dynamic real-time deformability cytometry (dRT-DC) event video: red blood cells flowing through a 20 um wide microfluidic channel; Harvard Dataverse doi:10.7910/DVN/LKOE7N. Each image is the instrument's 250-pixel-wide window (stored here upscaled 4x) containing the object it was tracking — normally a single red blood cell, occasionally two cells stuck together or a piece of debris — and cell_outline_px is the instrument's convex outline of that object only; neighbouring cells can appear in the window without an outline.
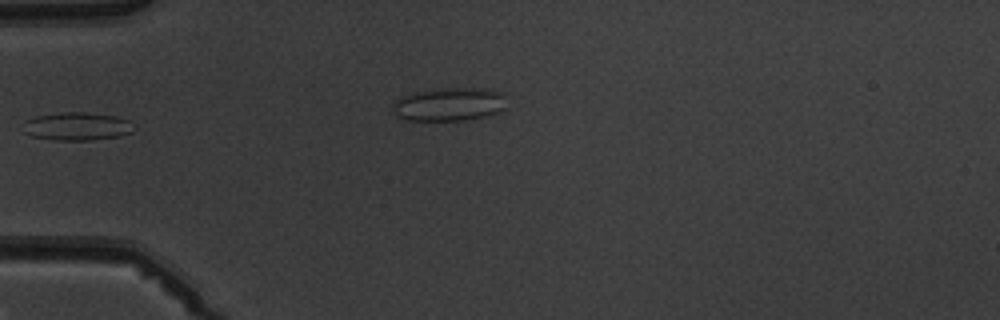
{"species": "common noctule bat (a hibernating species)", "species_latin": "Nyctalus noctula", "temperature_condition": "warm", "stored_images_in_passage": 3, "camera_frame_rate_fps": 3000, "um_per_image_px": 0.085, "animal": {"sex": "male", "body_mass_g": 19.5, "forearm_length_mm": 54.6}, "frame": {"image": 1, "passage_image": 1, "time_ms": 0.0, "image_size_px": [1000, 320], "cell_outline_px": [[136, 128], [132, 132], [120, 136], [92, 140], [52, 140], [32, 136], [24, 132], [24, 120], [36, 116], [60, 112], [84, 112], [116, 116], [132, 120]], "centroid_in_image_um": [6.59, 10.73], "position_along_channel_um": 78.4, "area_um2": 18.44}}
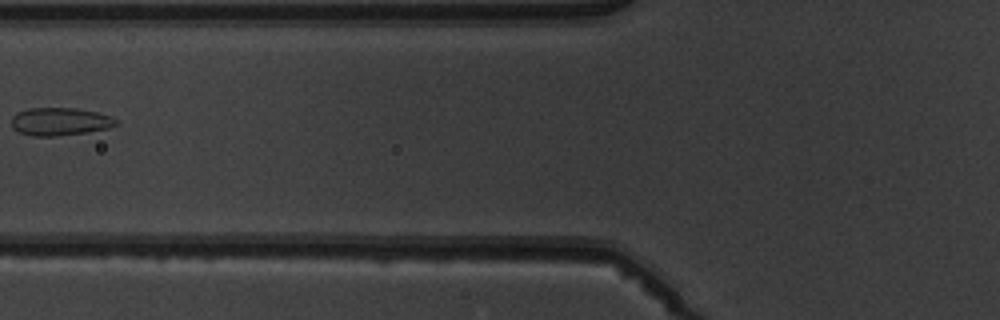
{"frame": {"image": 2, "passage_image": 3, "time_ms": 2.333, "image_size_px": [1000, 320], "cell_outline_px": [[120, 124], [108, 128], [88, 132], [56, 136], [32, 136], [20, 132], [12, 128], [12, 116], [16, 112], [28, 108], [76, 108], [96, 112], [112, 116], [120, 120]], "centroid_in_image_um": [5.13, 10.33], "position_along_channel_um": 120.7, "area_um2": 17.22}}